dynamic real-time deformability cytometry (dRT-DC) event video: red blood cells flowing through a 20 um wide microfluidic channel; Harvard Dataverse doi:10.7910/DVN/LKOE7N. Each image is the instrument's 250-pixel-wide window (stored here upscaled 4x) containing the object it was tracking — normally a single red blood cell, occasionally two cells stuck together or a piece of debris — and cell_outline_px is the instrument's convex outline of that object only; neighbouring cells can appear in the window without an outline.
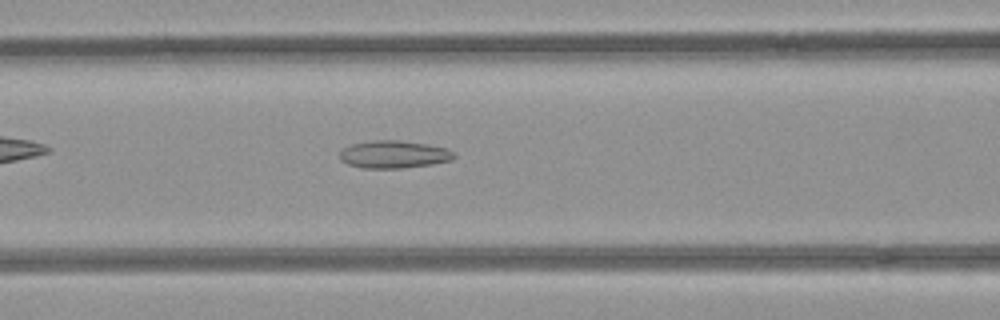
{"species": "common noctule bat (a hibernating species)", "species_latin": "Nyctalus noctula", "temperature_condition": "room temperature", "stored_images_in_passage": 39, "camera_frame_rate_fps": 3000, "um_per_image_px": 0.085, "animal": {"sex": "female", "body_mass_g": 21.9}, "frame": {"image": 1, "passage_image": 10, "time_ms": 3.0, "image_size_px": [1000, 320], "cell_outline_px": [[456, 156], [452, 160], [432, 164], [400, 168], [364, 168], [348, 164], [340, 160], [340, 152], [344, 148], [352, 144], [372, 140], [400, 140], [428, 144], [444, 148], [452, 152]], "centroid_in_image_um": [33.46, 13.12], "position_along_channel_um": 133.1, "area_um2": 18.26}}
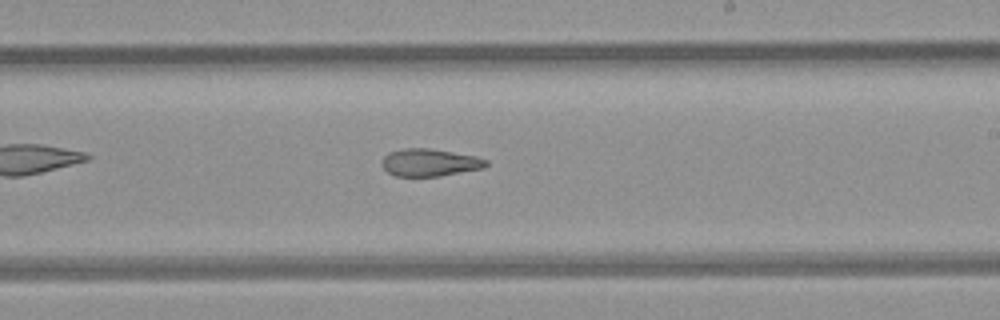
{"frame": {"image": 2, "passage_image": 19, "time_ms": 6.0, "image_size_px": [1000, 320], "cell_outline_px": [[488, 164], [484, 168], [440, 176], [396, 176], [388, 172], [380, 164], [384, 156], [388, 152], [404, 148], [432, 148], [476, 156], [488, 160]], "centroid_in_image_um": [36.52, 13.8], "position_along_channel_um": 252.5, "area_um2": 16.82}}
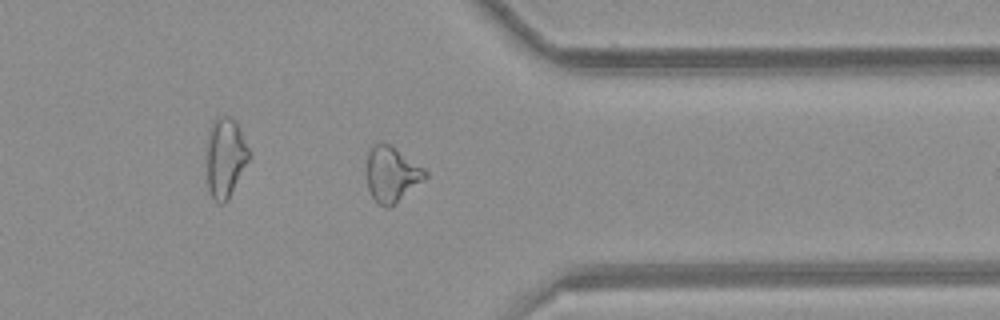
{"frame": {"image": 3, "passage_image": 29, "time_ms": 9.333, "image_size_px": [1000, 320], "cell_outline_px": [[428, 176], [424, 180], [388, 208], [380, 204], [372, 196], [368, 188], [368, 148], [372, 144], [380, 140], [388, 144], [424, 168], [428, 172]], "centroid_in_image_um": [33.29, 14.77], "position_along_channel_um": 378.1, "area_um2": 18.5}}